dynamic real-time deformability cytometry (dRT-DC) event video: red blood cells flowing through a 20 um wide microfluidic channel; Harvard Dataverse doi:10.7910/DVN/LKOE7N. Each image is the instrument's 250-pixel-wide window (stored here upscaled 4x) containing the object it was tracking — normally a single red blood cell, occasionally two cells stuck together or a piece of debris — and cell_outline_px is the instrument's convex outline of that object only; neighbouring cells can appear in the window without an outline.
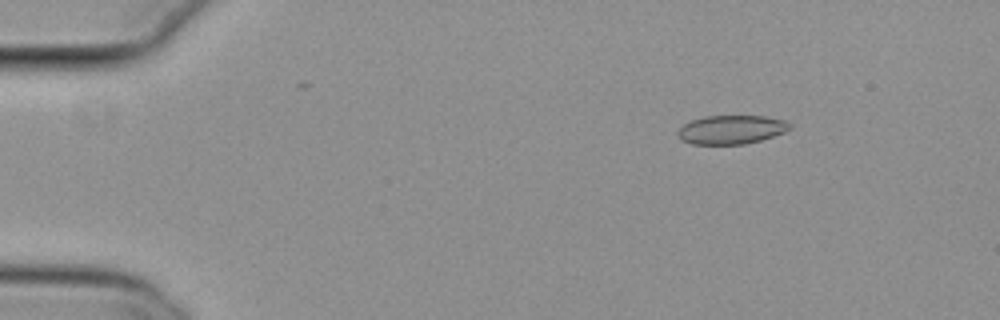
{"species": "common noctule bat (a hibernating species)", "species_latin": "Nyctalus noctula", "temperature_condition": "cold", "stored_images_in_passage": 55, "camera_frame_rate_fps": 3000, "um_per_image_px": 0.085, "animal": {"sex": "female", "body_mass_g": 29.2, "forearm_length_mm": 56.3}, "frame": {"image": 1, "passage_image": 8, "time_ms": 2.333, "image_size_px": [1000, 320], "cell_outline_px": [[792, 124], [784, 132], [760, 140], [744, 144], [692, 144], [680, 140], [676, 132], [684, 124], [692, 120], [704, 116], [764, 116], [784, 120]], "centroid_in_image_um": [62.12, 11.02], "position_along_channel_um": 22.9, "area_um2": 18.67}}
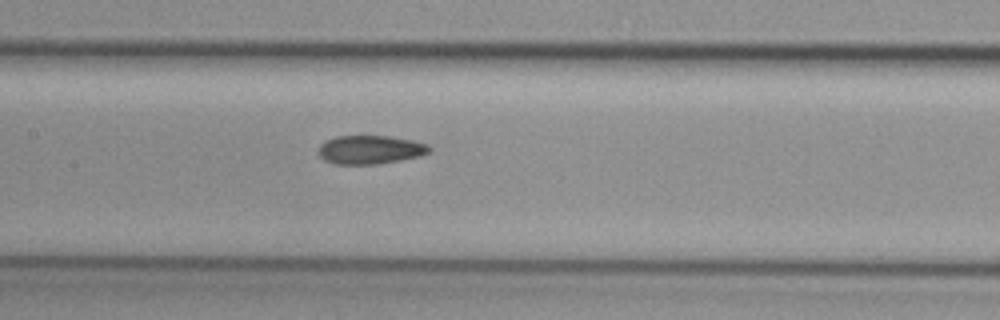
{"frame": {"image": 2, "passage_image": 27, "time_ms": 8.667, "image_size_px": [1000, 320], "cell_outline_px": [[432, 148], [428, 152], [420, 156], [400, 160], [376, 164], [332, 164], [324, 160], [320, 156], [320, 144], [324, 140], [336, 136], [388, 136], [412, 140], [428, 144]], "centroid_in_image_um": [31.46, 12.72], "position_along_channel_um": 175.9, "area_um2": 18.5}}
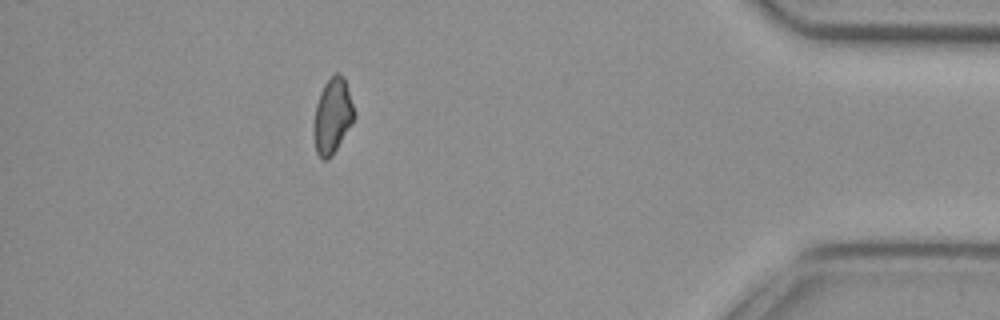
{"frame": {"image": 3, "passage_image": 49, "time_ms": 16.0, "image_size_px": [1000, 320], "cell_outline_px": [[356, 116], [332, 156], [328, 160], [324, 160], [316, 152], [312, 128], [316, 104], [320, 92], [324, 84], [336, 72], [340, 72], [344, 76]], "centroid_in_image_um": [28.24, 9.85], "position_along_channel_um": 407.0, "area_um2": 17.8}, "authors_computed_cell_mechanics": {"area_um2": 18.785, "velocity_mm_per_s": 3.8116, "shape_relaxation_time_tau1_ms": null, "shape_relaxation_time_tau2_ms": 6.8714, "deformation_change_tau1": null, "deformation_change_tau2": 0.0848}}